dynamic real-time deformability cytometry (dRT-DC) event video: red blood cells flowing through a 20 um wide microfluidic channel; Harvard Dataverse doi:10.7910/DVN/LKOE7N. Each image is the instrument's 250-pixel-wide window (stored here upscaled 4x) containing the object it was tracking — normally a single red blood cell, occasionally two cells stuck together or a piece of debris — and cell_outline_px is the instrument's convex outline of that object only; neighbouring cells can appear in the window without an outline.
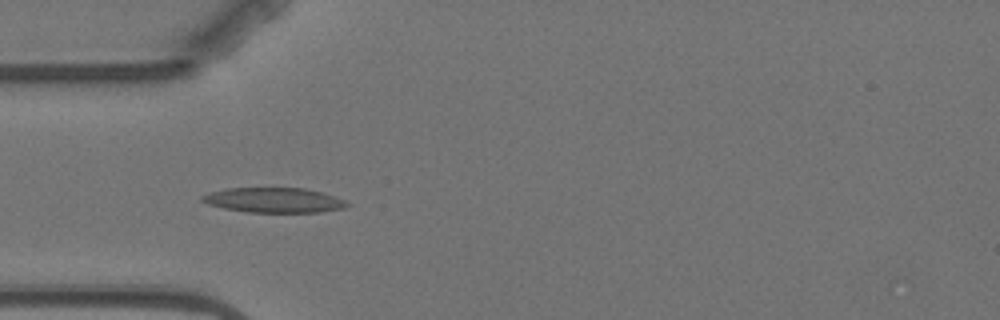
{"species": "Egyptian fruit bat (a non-hibernating species)", "species_latin": "Rousettus aegyptiacus", "temperature_condition": "warm", "stored_images_in_passage": 11, "camera_frame_rate_fps": 3000, "um_per_image_px": 0.085, "animal": {"sex": "female"}, "frame": {"image": 1, "passage_image": 1, "time_ms": 0.0, "image_size_px": [1000, 320], "cell_outline_px": [[352, 204], [344, 208], [320, 212], [248, 212], [224, 208], [208, 204], [200, 200], [200, 196], [212, 192], [228, 188], [304, 188], [336, 196]], "centroid_in_image_um": [23.31, 17.01], "position_along_channel_um": 61.7, "area_um2": 20.98}}
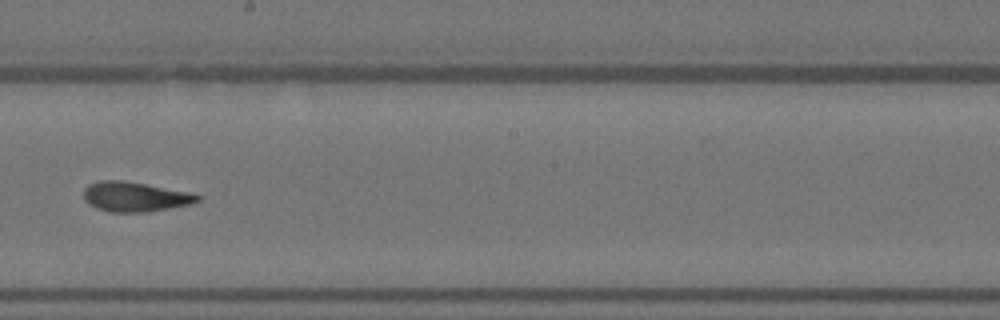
{"frame": {"image": 2, "passage_image": 5, "time_ms": 5.0, "image_size_px": [1000, 320], "cell_outline_px": [[200, 200], [192, 204], [148, 212], [112, 212], [96, 208], [88, 204], [84, 200], [84, 188], [88, 184], [100, 180], [120, 180], [144, 184], [188, 192], [200, 196]], "centroid_in_image_um": [11.44, 16.73], "position_along_channel_um": 236.8, "area_um2": 19.65}}
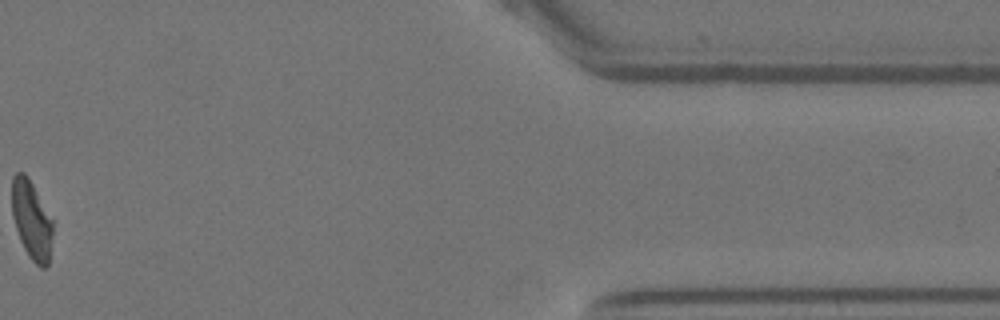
{"frame": {"image": 3, "passage_image": 10, "time_ms": 11.667, "image_size_px": [1000, 320], "cell_outline_px": [[52, 236], [48, 264], [44, 268], [40, 268], [28, 256], [20, 240], [12, 216], [12, 176], [16, 172], [24, 172], [28, 176], [52, 220]], "centroid_in_image_um": [2.66, 18.69], "position_along_channel_um": 408.7, "area_um2": 18.55}, "authors_computed_cell_mechanics": {"area_um2": 19.652, "velocity_mm_per_s": 3.4991, "shape_relaxation_time_tau1_ms": 3.9543, "shape_relaxation_time_tau2_ms": 2.2862, "deformation_change_tau1": 0.1147, "deformation_change_tau2": 0.0873}}